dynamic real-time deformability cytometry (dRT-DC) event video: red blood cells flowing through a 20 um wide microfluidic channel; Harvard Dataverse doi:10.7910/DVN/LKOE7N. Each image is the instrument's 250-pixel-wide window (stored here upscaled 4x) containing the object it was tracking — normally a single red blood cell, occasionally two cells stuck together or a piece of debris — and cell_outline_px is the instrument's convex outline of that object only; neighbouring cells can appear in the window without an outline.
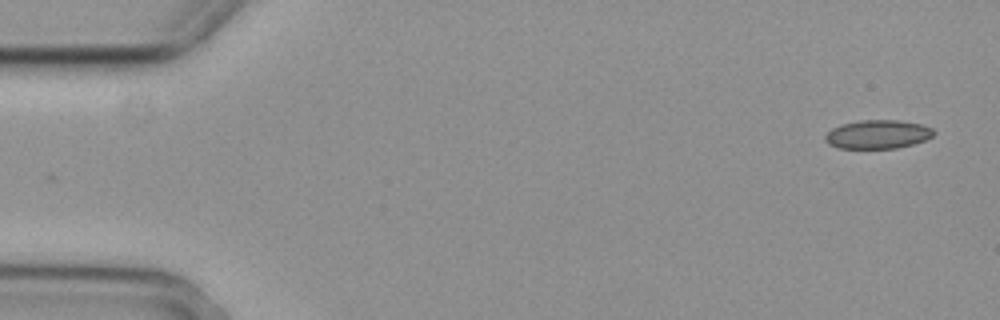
{"species": "common noctule bat (a hibernating species)", "species_latin": "Nyctalus noctula", "temperature_condition": "cold", "stored_images_in_passage": 4, "camera_frame_rate_fps": 3000, "um_per_image_px": 0.085, "animal": {"sex": "female", "body_mass_g": 29.2, "forearm_length_mm": 56.3}, "frame": {"image": 1, "passage_image": 1, "time_ms": 0.0, "image_size_px": [1000, 320], "cell_outline_px": [[936, 132], [932, 136], [924, 140], [912, 144], [896, 148], [840, 148], [828, 144], [824, 140], [824, 136], [832, 128], [840, 124], [860, 120], [900, 120], [924, 124], [932, 128]], "centroid_in_image_um": [74.61, 11.4], "position_along_channel_um": 10.4, "area_um2": 18.26}}
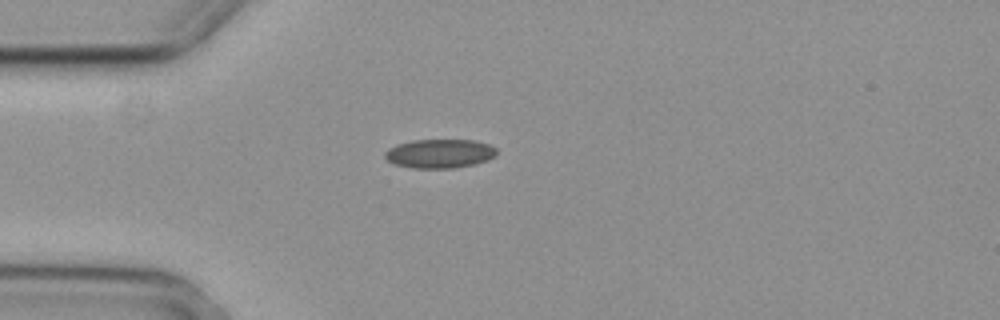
{"frame": {"image": 2, "passage_image": 4, "time_ms": 1.0, "image_size_px": [1000, 320], "cell_outline_px": [[496, 156], [488, 160], [476, 164], [456, 168], [412, 168], [392, 164], [384, 156], [384, 152], [388, 148], [396, 144], [412, 140], [476, 140], [488, 144], [496, 148]], "centroid_in_image_um": [37.36, 13.06], "position_along_channel_um": 47.6, "area_um2": 19.13}}